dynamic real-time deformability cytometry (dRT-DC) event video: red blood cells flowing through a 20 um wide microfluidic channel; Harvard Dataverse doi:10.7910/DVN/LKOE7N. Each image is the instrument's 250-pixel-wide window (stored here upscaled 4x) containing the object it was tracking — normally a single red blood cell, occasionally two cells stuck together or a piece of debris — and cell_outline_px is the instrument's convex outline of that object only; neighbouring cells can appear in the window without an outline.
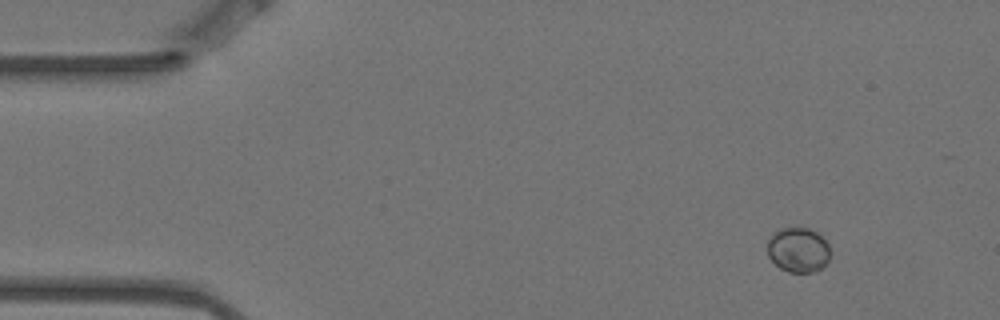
{"species": "Egyptian fruit bat (a non-hibernating species)", "species_latin": "Rousettus aegyptiacus", "temperature_condition": "warm", "stored_images_in_passage": 5, "camera_frame_rate_fps": 3000, "um_per_image_px": 0.085, "animal": {"sex": "female"}, "frame": {"image": 1, "passage_image": 2, "time_ms": 0.333, "image_size_px": [1000, 320], "cell_outline_px": [[828, 260], [816, 272], [788, 272], [780, 268], [768, 256], [768, 240], [772, 232], [780, 228], [808, 228], [816, 232], [828, 244]], "centroid_in_image_um": [67.81, 21.23], "position_along_channel_um": 17.2, "area_um2": 16.24}}
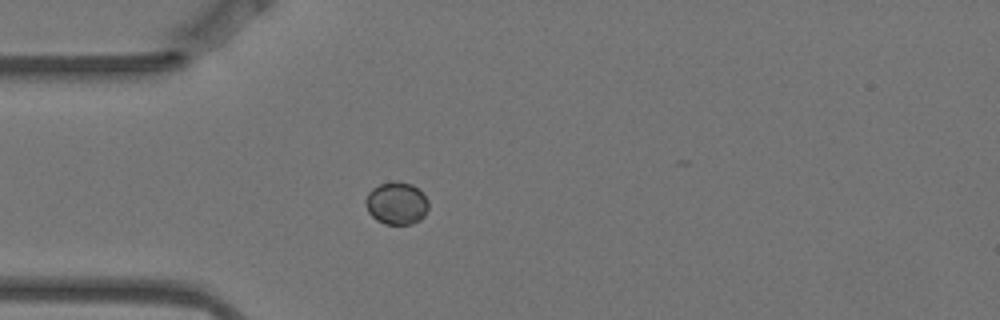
{"frame": {"image": 2, "passage_image": 5, "time_ms": 1.333, "image_size_px": [1000, 320], "cell_outline_px": [[428, 208], [424, 216], [420, 220], [412, 224], [384, 224], [376, 220], [368, 212], [364, 200], [368, 192], [372, 188], [380, 184], [412, 184], [428, 200]], "centroid_in_image_um": [33.68, 17.33], "position_along_channel_um": 51.3, "area_um2": 15.2}}